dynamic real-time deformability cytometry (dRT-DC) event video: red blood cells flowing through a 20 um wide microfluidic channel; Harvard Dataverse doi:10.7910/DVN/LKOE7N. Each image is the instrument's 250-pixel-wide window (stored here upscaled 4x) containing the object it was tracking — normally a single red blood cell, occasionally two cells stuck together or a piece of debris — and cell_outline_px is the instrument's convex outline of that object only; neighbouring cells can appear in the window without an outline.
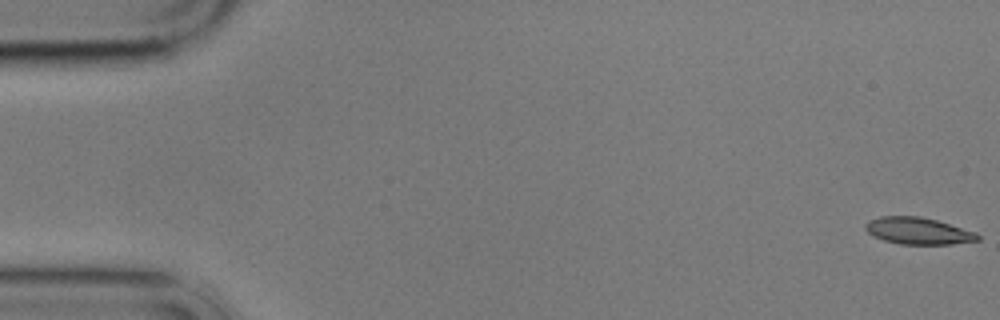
{"species": "common noctule bat (a hibernating species)", "species_latin": "Nyctalus noctula", "temperature_condition": "cold", "stored_images_in_passage": 6, "camera_frame_rate_fps": 3000, "um_per_image_px": 0.085, "animal": {"sex": "male", "body_mass_g": 17.9}, "frame": {"image": 1, "passage_image": 1, "time_ms": 0.0, "image_size_px": [1000, 320], "cell_outline_px": [[980, 240], [952, 244], [900, 244], [884, 240], [872, 236], [864, 228], [864, 224], [868, 220], [880, 216], [920, 216], [936, 220], [976, 232], [980, 236]], "centroid_in_image_um": [78.01, 19.62], "position_along_channel_um": 7.0, "area_um2": 17.63}}
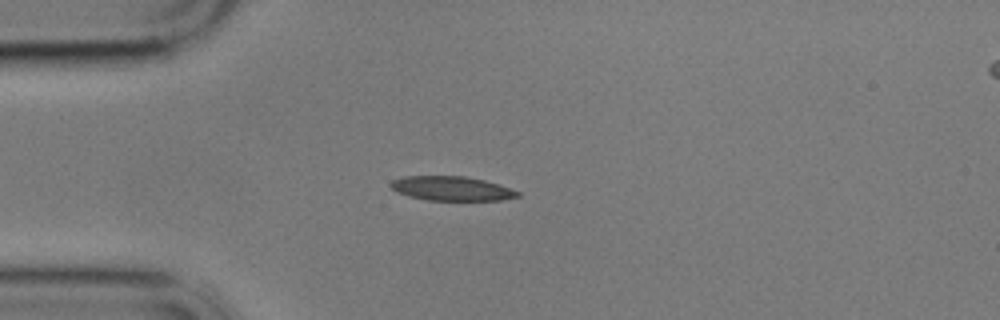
{"frame": {"image": 2, "passage_image": 5, "time_ms": 4.667, "image_size_px": [1000, 320], "cell_outline_px": [[520, 196], [500, 200], [428, 200], [396, 192], [388, 184], [392, 180], [404, 176], [464, 176], [484, 180], [500, 184], [520, 192]], "centroid_in_image_um": [38.39, 16.01], "position_along_channel_um": 46.6, "area_um2": 17.92}}
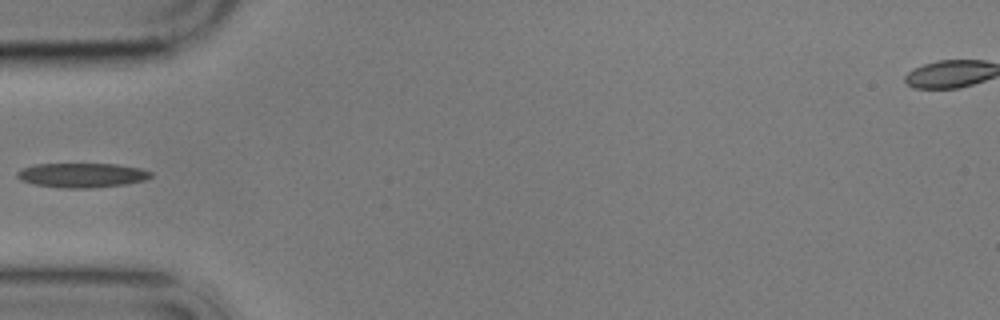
{"frame": {"image": 3, "passage_image": 6, "time_ms": 6.0, "image_size_px": [1000, 320], "cell_outline_px": [[152, 176], [144, 180], [124, 184], [92, 188], [60, 188], [36, 184], [20, 180], [16, 176], [16, 172], [24, 168], [36, 164], [116, 164], [140, 168], [152, 172]], "centroid_in_image_um": [6.96, 14.89], "position_along_channel_um": 78.0, "area_um2": 18.96}}